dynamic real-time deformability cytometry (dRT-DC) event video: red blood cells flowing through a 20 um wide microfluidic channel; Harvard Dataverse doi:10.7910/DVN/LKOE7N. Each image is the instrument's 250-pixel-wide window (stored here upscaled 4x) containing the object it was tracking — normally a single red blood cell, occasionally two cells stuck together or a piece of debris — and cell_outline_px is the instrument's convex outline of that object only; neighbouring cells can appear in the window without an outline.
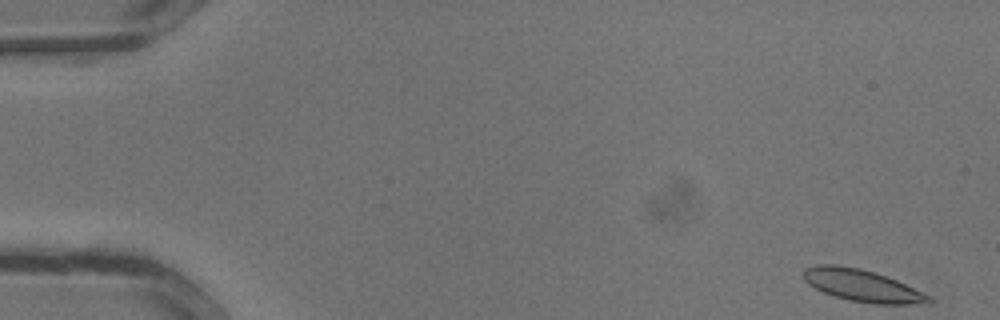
{"species": "common noctule bat (a hibernating species)", "species_latin": "Nyctalus noctula", "temperature_condition": "warm", "stored_images_in_passage": 7, "camera_frame_rate_fps": 3000, "um_per_image_px": 0.085, "animal": {"sex": "male", "body_mass_g": 13.3}, "frame": {"image": 1, "passage_image": 1, "time_ms": 0.0, "image_size_px": [1000, 320], "cell_outline_px": [[936, 300], [932, 304], [876, 304], [848, 300], [824, 292], [808, 284], [804, 280], [804, 268], [816, 264], [836, 264], [860, 268], [876, 272], [896, 280], [924, 292], [932, 296]], "centroid_in_image_um": [73.35, 24.28], "position_along_channel_um": 11.6, "area_um2": 23.7}}